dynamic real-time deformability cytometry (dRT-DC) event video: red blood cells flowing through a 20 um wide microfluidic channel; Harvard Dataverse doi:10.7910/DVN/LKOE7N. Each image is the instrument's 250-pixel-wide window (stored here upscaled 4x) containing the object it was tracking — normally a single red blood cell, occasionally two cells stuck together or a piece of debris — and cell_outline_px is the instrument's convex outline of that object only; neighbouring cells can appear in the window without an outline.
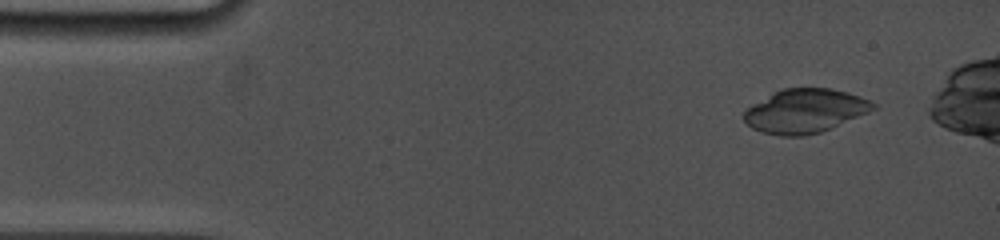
{"species": "common noctule bat (a hibernating species)", "species_latin": "Nyctalus noctula", "temperature_condition": "cold", "stored_images_in_passage": 20, "camera_frame_rate_fps": 5000, "um_per_image_px": 0.085, "animal": {"sex": "female", "body_mass_g": 19.0, "forearm_length_mm": 53.3}, "frame": {"image": 1, "passage_image": 5, "time_ms": 1.2, "image_size_px": [1000, 240], "cell_outline_px": [[876, 108], [868, 112], [832, 128], [820, 132], [804, 136], [780, 136], [764, 132], [752, 128], [744, 120], [744, 108], [784, 88], [832, 88], [848, 92], [860, 96], [876, 104]], "centroid_in_image_um": [68.43, 9.43], "position_along_channel_um": 16.6, "area_um2": 32.89}}